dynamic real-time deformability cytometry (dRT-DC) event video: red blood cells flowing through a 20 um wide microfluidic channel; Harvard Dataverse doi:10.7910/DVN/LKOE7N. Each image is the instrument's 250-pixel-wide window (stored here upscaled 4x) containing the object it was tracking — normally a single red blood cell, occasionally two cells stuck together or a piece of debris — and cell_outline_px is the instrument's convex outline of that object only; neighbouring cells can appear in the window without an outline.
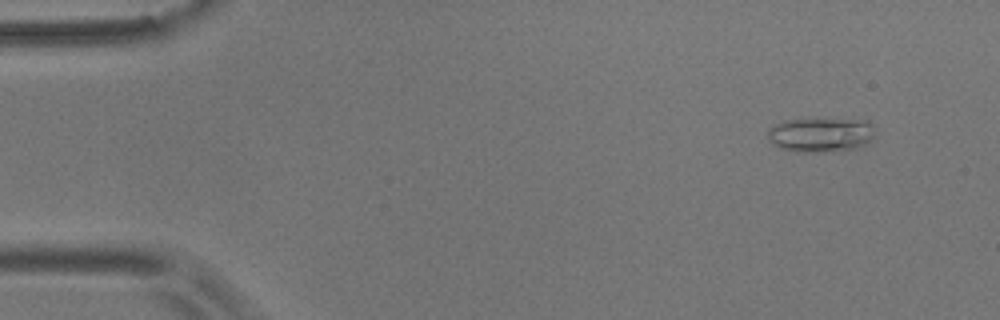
{"species": "common noctule bat (a hibernating species)", "species_latin": "Nyctalus noctula", "temperature_condition": "room temperature", "stored_images_in_passage": 50, "camera_frame_rate_fps": 3000, "um_per_image_px": 0.085, "animal": {"sex": "male", "body_mass_g": 17.9}, "frame": {"image": 1, "passage_image": 1, "time_ms": 0.0, "image_size_px": [1000, 320], "cell_outline_px": [[876, 136], [868, 144], [856, 148], [812, 152], [796, 152], [780, 148], [772, 144], [768, 140], [768, 132], [776, 124], [784, 120], [812, 116], [868, 120], [876, 128]], "centroid_in_image_um": [69.82, 11.39], "position_along_channel_um": 15.2, "area_um2": 22.66}}
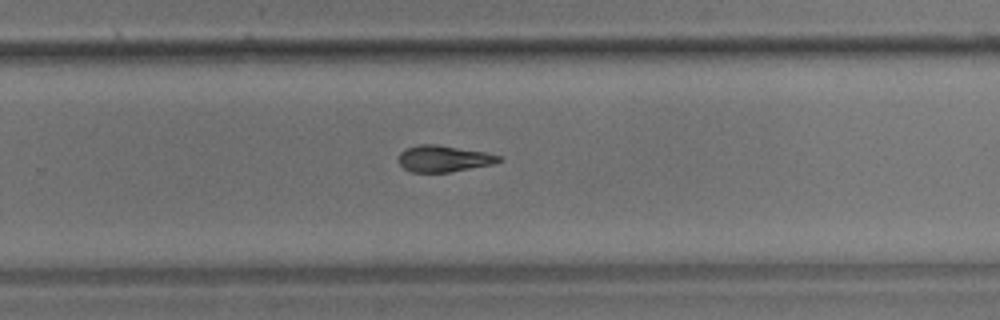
{"frame": {"image": 2, "passage_image": 32, "time_ms": 10.333, "image_size_px": [1000, 320], "cell_outline_px": [[500, 160], [496, 164], [448, 172], [412, 172], [404, 168], [400, 164], [400, 152], [404, 148], [420, 144], [436, 144], [484, 152], [500, 156]], "centroid_in_image_um": [37.7, 13.48], "position_along_channel_um": 292.1, "area_um2": 15.32}}
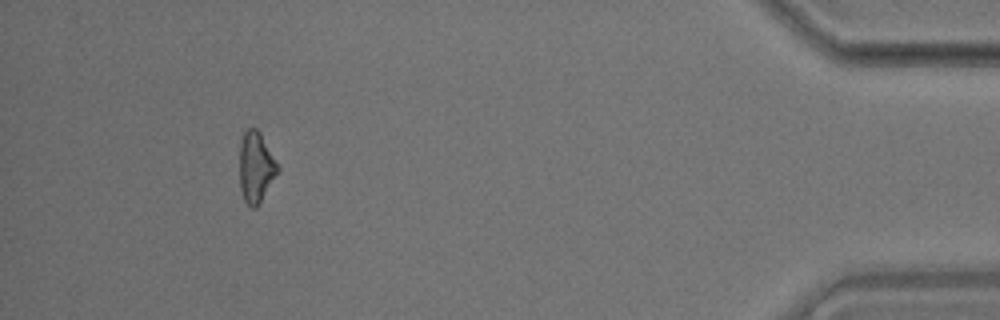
{"frame": {"image": 3, "passage_image": 47, "time_ms": 15.333, "image_size_px": [1000, 320], "cell_outline_px": [[280, 168], [260, 204], [256, 208], [252, 208], [244, 200], [240, 188], [240, 140], [244, 132], [248, 128], [256, 128], [260, 132]], "centroid_in_image_um": [21.75, 14.22], "position_along_channel_um": 413.5, "area_um2": 15.72}, "authors_computed_cell_mechanics": {"area_um2": 15.895, "velocity_mm_per_s": 3.6656, "shape_relaxation_time_tau1_ms": 5.1129, "shape_relaxation_time_tau2_ms": 3.9839, "deformation_change_tau1": 0.1668, "deformation_change_tau2": 0.125}}